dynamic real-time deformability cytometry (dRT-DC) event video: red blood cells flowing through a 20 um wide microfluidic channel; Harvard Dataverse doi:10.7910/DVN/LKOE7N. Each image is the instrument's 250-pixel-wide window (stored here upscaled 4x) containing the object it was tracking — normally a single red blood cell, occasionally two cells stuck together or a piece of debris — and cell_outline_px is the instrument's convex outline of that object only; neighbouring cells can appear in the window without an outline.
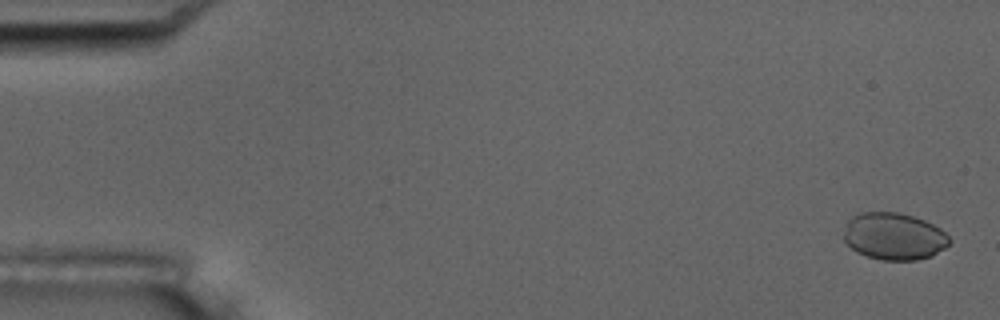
{"species": "common noctule bat (a hibernating species)", "species_latin": "Nyctalus noctula", "temperature_condition": "room temperature", "stored_images_in_passage": 55, "camera_frame_rate_fps": 3000, "um_per_image_px": 0.085, "animal": {"sex": "male", "body_mass_g": 17.5, "forearm_length_mm": 52.3}, "frame": {"image": 1, "passage_image": 2, "time_ms": 0.333, "image_size_px": [1000, 320], "cell_outline_px": [[952, 240], [944, 248], [932, 256], [916, 260], [880, 260], [856, 252], [844, 240], [844, 232], [848, 220], [852, 216], [860, 212], [900, 212], [924, 220], [940, 228]], "centroid_in_image_um": [75.99, 20.08], "position_along_channel_um": 9.0, "area_um2": 29.02}}
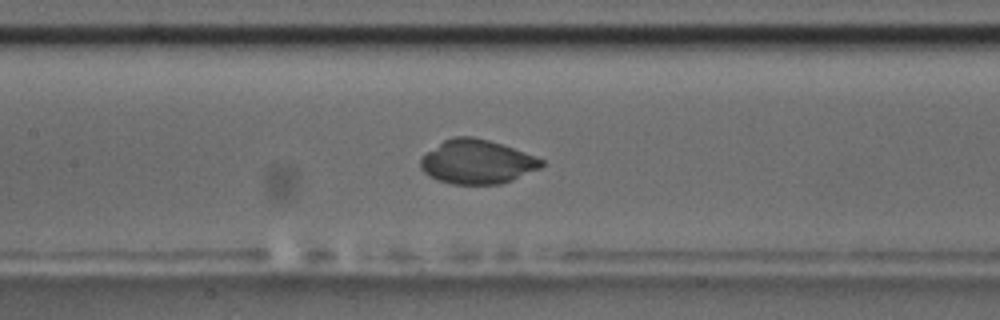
{"frame": {"image": 2, "passage_image": 26, "time_ms": 8.333, "image_size_px": [1000, 320], "cell_outline_px": [[544, 164], [540, 168], [512, 180], [500, 184], [452, 184], [436, 180], [428, 176], [420, 168], [420, 160], [428, 152], [444, 140], [452, 136], [472, 136], [488, 140], [512, 148], [544, 160]], "centroid_in_image_um": [40.52, 13.76], "position_along_channel_um": 166.9, "area_um2": 30.81}}
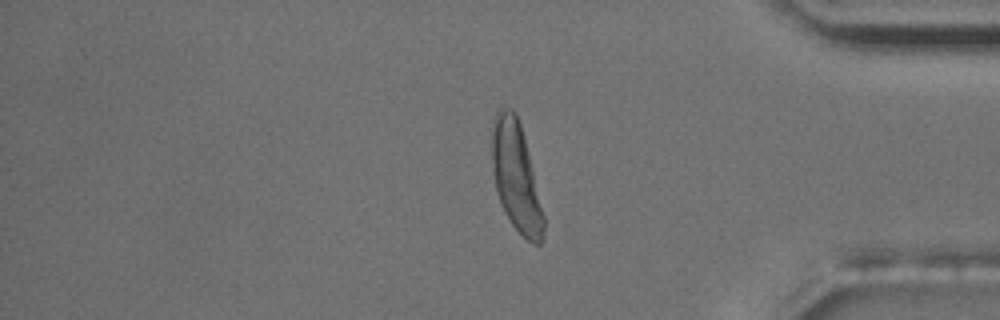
{"frame": {"image": 3, "passage_image": 46, "time_ms": 15.0, "image_size_px": [1000, 320], "cell_outline_px": [[544, 236], [540, 244], [532, 244], [512, 224], [504, 212], [496, 192], [492, 168], [492, 124], [496, 112], [504, 104], [512, 108], [516, 112], [520, 124], [544, 216]], "centroid_in_image_um": [43.83, 14.99], "position_along_channel_um": 391.4, "area_um2": 32.48}}